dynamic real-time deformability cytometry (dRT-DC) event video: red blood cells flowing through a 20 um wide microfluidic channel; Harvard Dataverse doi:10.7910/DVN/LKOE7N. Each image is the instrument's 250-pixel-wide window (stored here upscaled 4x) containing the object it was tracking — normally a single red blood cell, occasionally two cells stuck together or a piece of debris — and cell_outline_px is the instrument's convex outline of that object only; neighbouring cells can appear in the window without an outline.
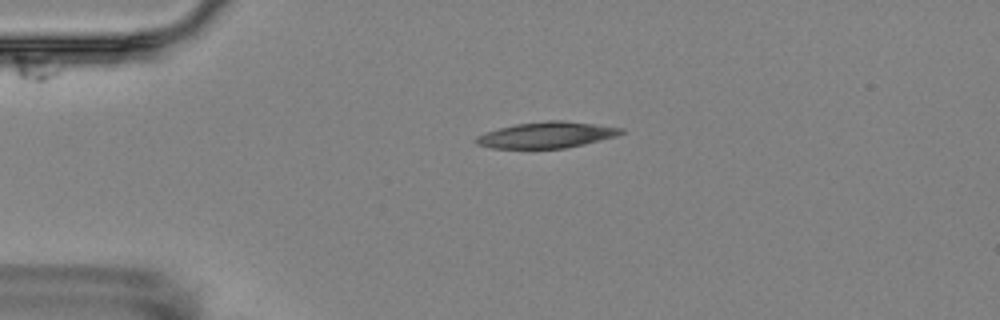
{"species": "Egyptian fruit bat (a non-hibernating species)", "species_latin": "Rousettus aegyptiacus", "temperature_condition": "room temperature", "stored_images_in_passage": 4, "camera_frame_rate_fps": 3000, "um_per_image_px": 0.085, "animal": {"sex": "female"}, "frame": {"image": 1, "passage_image": 3, "time_ms": 2.333, "image_size_px": [1000, 320], "cell_outline_px": [[624, 132], [616, 136], [584, 144], [564, 148], [492, 148], [476, 144], [472, 140], [476, 136], [484, 132], [516, 124], [548, 120], [564, 120], [624, 128]], "centroid_in_image_um": [46.43, 11.47], "position_along_channel_um": 38.6, "area_um2": 22.02}}